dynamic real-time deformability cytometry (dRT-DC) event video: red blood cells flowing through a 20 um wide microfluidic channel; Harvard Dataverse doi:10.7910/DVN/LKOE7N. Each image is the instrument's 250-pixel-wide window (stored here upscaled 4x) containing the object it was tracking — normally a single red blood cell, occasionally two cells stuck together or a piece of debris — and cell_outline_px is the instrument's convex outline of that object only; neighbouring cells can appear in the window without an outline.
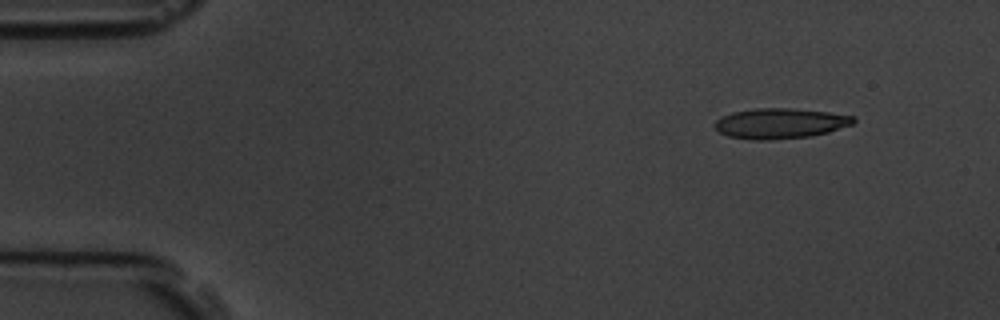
{"species": "common noctule bat (a hibernating species)", "species_latin": "Nyctalus noctula", "temperature_condition": "room temperature", "stored_images_in_passage": 4, "camera_frame_rate_fps": 3000, "um_per_image_px": 0.085, "animal": {"sex": "male", "body_mass_g": 19.5, "forearm_length_mm": 54.6}, "frame": {"image": 1, "passage_image": 4, "time_ms": 4.333, "image_size_px": [1000, 320], "cell_outline_px": [[856, 120], [852, 124], [828, 132], [812, 136], [768, 140], [752, 140], [728, 136], [720, 132], [716, 128], [716, 120], [732, 112], [756, 108], [792, 108], [828, 112], [856, 116]], "centroid_in_image_um": [66.34, 10.49], "position_along_channel_um": 18.7, "area_um2": 24.45}}